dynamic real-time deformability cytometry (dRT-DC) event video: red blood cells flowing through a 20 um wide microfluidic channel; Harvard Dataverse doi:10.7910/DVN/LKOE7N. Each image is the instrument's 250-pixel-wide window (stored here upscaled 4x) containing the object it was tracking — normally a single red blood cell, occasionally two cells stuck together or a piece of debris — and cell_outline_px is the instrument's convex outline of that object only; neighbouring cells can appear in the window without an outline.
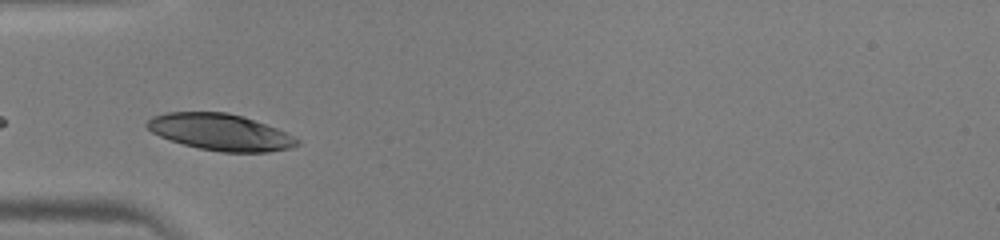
{"species": "human", "species_latin": "Homo sapiens", "temperature_condition": "warm", "stored_images_in_passage": 6, "camera_frame_rate_fps": 3000, "um_per_image_px": 0.085, "donor": {"sex": "male"}, "frame": {"image": 1, "passage_image": 1, "time_ms": 0.0, "image_size_px": [1000, 240], "cell_outline_px": [[300, 144], [288, 148], [268, 152], [220, 152], [200, 148], [184, 144], [160, 136], [152, 132], [144, 124], [152, 116], [168, 112], [228, 112], [276, 128], [300, 140]], "centroid_in_image_um": [18.7, 11.23], "position_along_channel_um": 66.3, "area_um2": 31.5}}
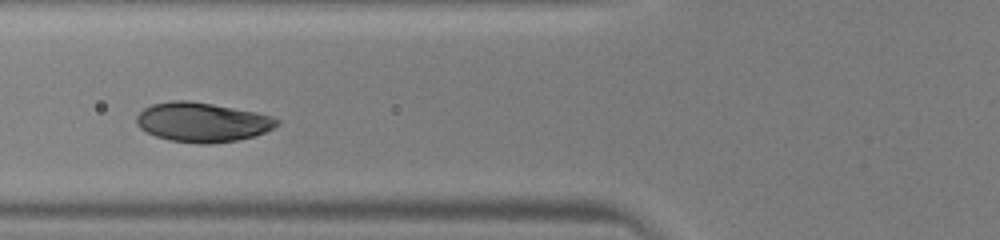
{"frame": {"image": 2, "passage_image": 4, "time_ms": 1.0, "image_size_px": [1000, 240], "cell_outline_px": [[280, 124], [264, 132], [252, 136], [236, 140], [208, 144], [200, 144], [168, 140], [156, 136], [140, 128], [136, 124], [136, 116], [144, 108], [152, 104], [172, 100], [188, 100], [212, 104], [256, 112], [272, 116], [280, 120]], "centroid_in_image_um": [17.18, 10.38], "position_along_channel_um": 108.6, "area_um2": 32.19}}